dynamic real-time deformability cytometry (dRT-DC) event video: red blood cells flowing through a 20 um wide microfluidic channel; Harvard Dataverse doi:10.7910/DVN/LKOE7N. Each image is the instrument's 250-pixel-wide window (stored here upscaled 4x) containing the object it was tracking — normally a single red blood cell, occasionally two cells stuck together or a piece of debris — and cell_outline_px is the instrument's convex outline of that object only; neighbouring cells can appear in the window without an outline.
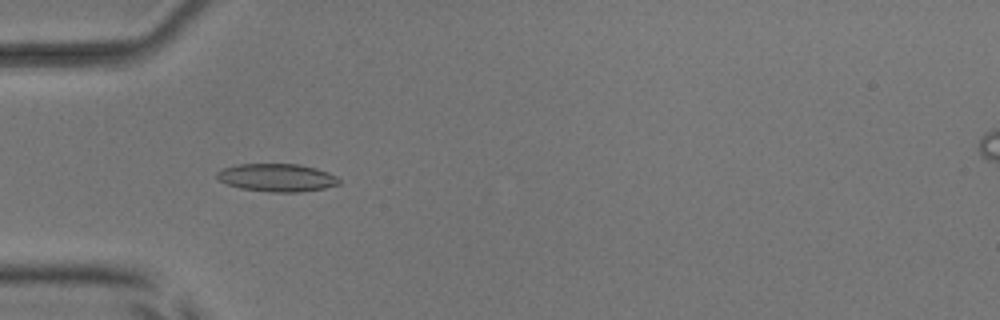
{"species": "common noctule bat (a hibernating species)", "species_latin": "Nyctalus noctula", "temperature_condition": "room temperature", "stored_images_in_passage": 54, "camera_frame_rate_fps": 3000, "um_per_image_px": 0.085, "animal": {"sex": "male", "body_mass_g": 17.9, "forearm_length_mm": 54.2}, "frame": {"image": 1, "passage_image": 17, "time_ms": 5.333, "image_size_px": [1000, 320], "cell_outline_px": [[340, 184], [324, 188], [300, 192], [268, 192], [240, 188], [228, 184], [220, 180], [216, 176], [216, 172], [224, 168], [236, 164], [300, 164], [316, 168], [328, 172], [336, 176], [340, 180]], "centroid_in_image_um": [23.55, 15.1], "position_along_channel_um": 61.4, "area_um2": 19.88}}
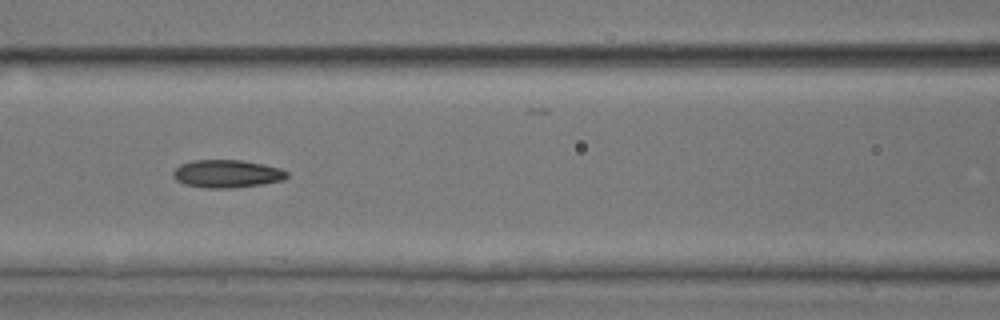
{"frame": {"image": 2, "passage_image": 24, "time_ms": 7.667, "image_size_px": [1000, 320], "cell_outline_px": [[288, 176], [284, 180], [264, 184], [228, 188], [204, 188], [184, 184], [176, 180], [172, 176], [172, 172], [180, 164], [192, 160], [240, 160], [264, 164], [280, 168], [288, 172]], "centroid_in_image_um": [19.28, 14.77], "position_along_channel_um": 147.3, "area_um2": 18.61}}
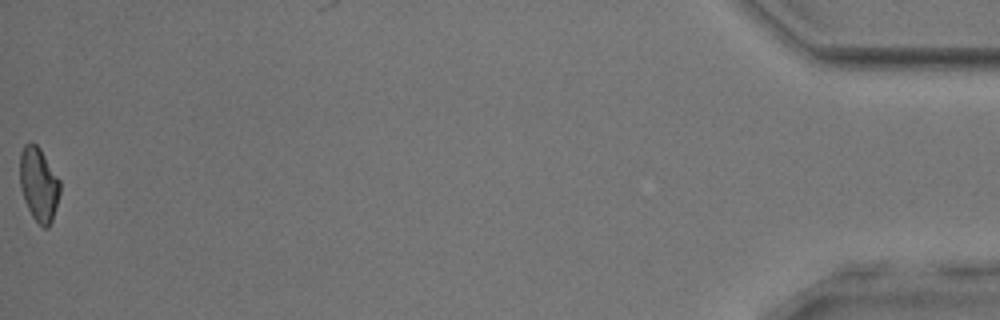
{"frame": {"image": 3, "passage_image": 54, "time_ms": 17.667, "image_size_px": [1000, 320], "cell_outline_px": [[60, 192], [52, 220], [48, 228], [44, 228], [32, 216], [24, 200], [20, 184], [20, 152], [24, 144], [28, 140], [36, 144], [40, 148], [60, 180]], "centroid_in_image_um": [3.28, 15.63], "position_along_channel_um": 431.9, "area_um2": 17.28}, "authors_computed_cell_mechanics": {"area_um2": 18.2359, "velocity_mm_per_s": 3.8233, "shape_relaxation_time_tau1_ms": null, "shape_relaxation_time_tau2_ms": 3.4534, "deformation_change_tau1": null, "deformation_change_tau2": 0.0995}}